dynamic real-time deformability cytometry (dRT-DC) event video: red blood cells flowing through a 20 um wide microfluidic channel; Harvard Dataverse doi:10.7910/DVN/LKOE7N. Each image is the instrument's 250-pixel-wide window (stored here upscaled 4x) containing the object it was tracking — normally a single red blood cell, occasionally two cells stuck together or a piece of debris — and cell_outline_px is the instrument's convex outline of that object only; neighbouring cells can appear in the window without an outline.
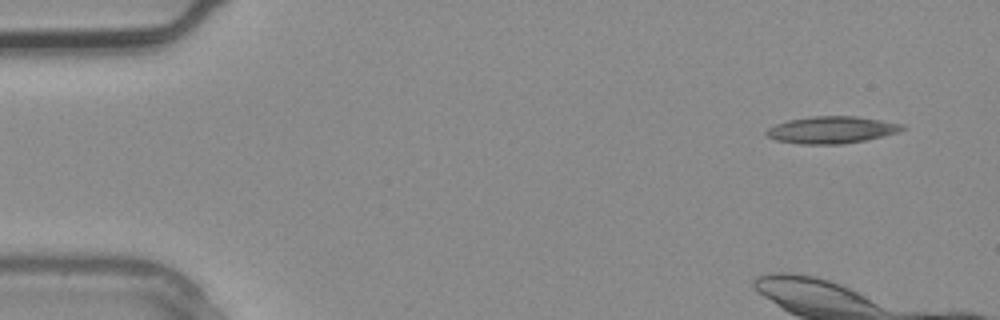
{"species": "common noctule bat (a hibernating species)", "species_latin": "Nyctalus noctula", "temperature_condition": "warm", "stored_images_in_passage": 3, "camera_frame_rate_fps": 3000, "um_per_image_px": 0.085, "animal": {"sex": "male", "body_mass_g": 20.4}, "frame": {"image": 1, "passage_image": 1, "time_ms": 0.0, "image_size_px": [1000, 320], "cell_outline_px": [[904, 128], [900, 132], [864, 140], [844, 144], [800, 144], [776, 140], [768, 136], [764, 132], [768, 128], [776, 124], [788, 120], [812, 116], [856, 116], [904, 124]], "centroid_in_image_um": [70.68, 11.04], "position_along_channel_um": 14.3, "area_um2": 21.33}}